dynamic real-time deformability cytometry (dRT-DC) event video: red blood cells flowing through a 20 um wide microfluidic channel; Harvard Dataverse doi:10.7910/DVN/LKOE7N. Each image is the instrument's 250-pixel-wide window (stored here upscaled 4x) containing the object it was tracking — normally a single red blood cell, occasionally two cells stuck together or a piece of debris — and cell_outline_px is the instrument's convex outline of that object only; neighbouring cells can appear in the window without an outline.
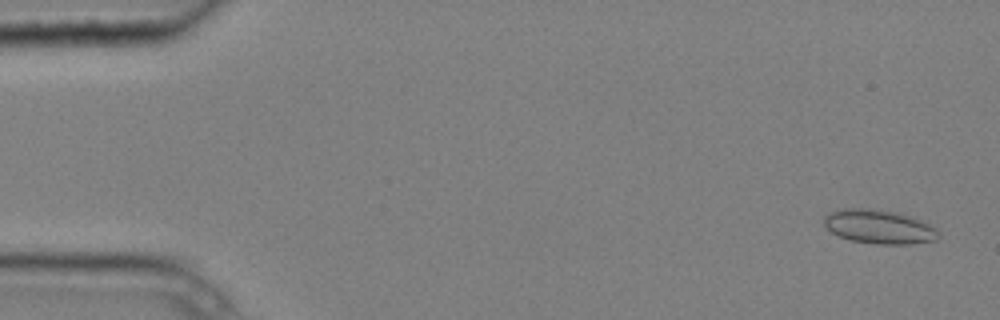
{"species": "common noctule bat (a hibernating species)", "species_latin": "Nyctalus noctula", "temperature_condition": "cold", "stored_images_in_passage": 5, "camera_frame_rate_fps": 3000, "um_per_image_px": 0.085, "animal": {"sex": "male", "body_mass_g": 20.4}, "frame": {"image": 1, "passage_image": 1, "time_ms": 0.0, "image_size_px": [1000, 320], "cell_outline_px": [[940, 236], [936, 240], [908, 244], [876, 244], [852, 240], [840, 236], [832, 232], [824, 224], [824, 216], [828, 212], [844, 208], [872, 208], [900, 212], [912, 216], [936, 228], [940, 232]], "centroid_in_image_um": [74.74, 19.25], "position_along_channel_um": 10.3, "area_um2": 22.83}}
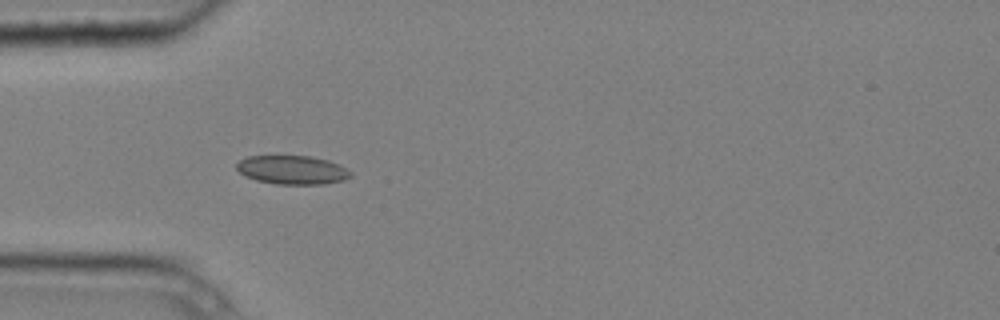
{"frame": {"image": 2, "passage_image": 4, "time_ms": 1.0, "image_size_px": [1000, 320], "cell_outline_px": [[352, 176], [344, 180], [324, 184], [276, 184], [256, 180], [244, 176], [236, 168], [236, 164], [240, 160], [248, 156], [312, 156], [328, 160], [352, 172]], "centroid_in_image_um": [24.83, 14.44], "position_along_channel_um": 60.2, "area_um2": 19.07}}
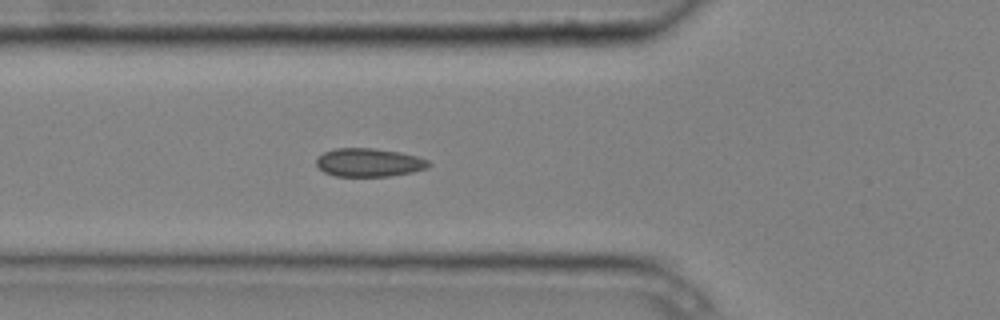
{"frame": {"image": 3, "passage_image": 5, "time_ms": 1.333, "image_size_px": [1000, 320], "cell_outline_px": [[432, 164], [428, 168], [412, 172], [388, 176], [336, 176], [324, 172], [316, 164], [316, 160], [324, 152], [336, 148], [372, 148], [400, 152], [416, 156], [428, 160]], "centroid_in_image_um": [31.38, 13.81], "position_along_channel_um": 94.4, "area_um2": 18.5}}